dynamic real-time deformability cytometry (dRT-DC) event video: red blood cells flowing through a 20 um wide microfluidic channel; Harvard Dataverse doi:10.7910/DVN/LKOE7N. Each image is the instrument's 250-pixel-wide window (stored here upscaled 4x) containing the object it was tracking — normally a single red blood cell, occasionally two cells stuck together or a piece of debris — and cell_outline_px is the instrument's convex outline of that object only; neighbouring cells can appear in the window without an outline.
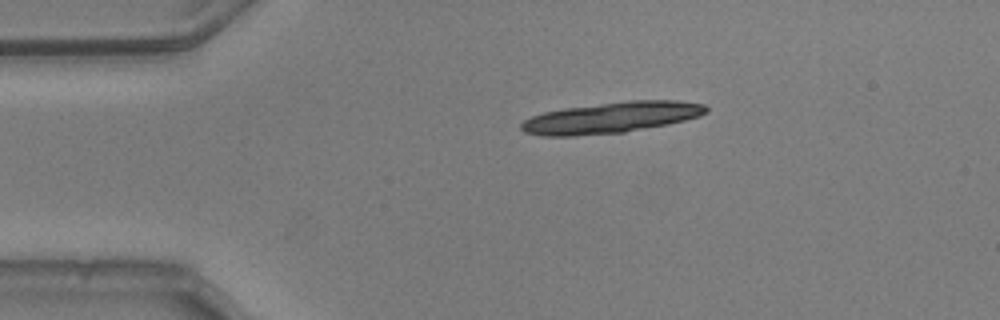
{"species": "common noctule bat (a hibernating species)", "species_latin": "Nyctalus noctula", "temperature_condition": "warm", "stored_images_in_passage": 9, "camera_frame_rate_fps": 3000, "um_per_image_px": 0.085, "animal": {"sex": "male", "body_mass_g": 20.5, "forearm_length_mm": 52.5}, "frame": {"image": 1, "passage_image": 1, "time_ms": 0.0, "image_size_px": [1000, 320], "cell_outline_px": [[708, 112], [700, 116], [668, 124], [624, 132], [572, 136], [540, 136], [524, 132], [520, 128], [520, 124], [524, 120], [532, 116], [544, 112], [564, 108], [628, 100], [676, 100], [704, 104], [708, 108]], "centroid_in_image_um": [51.95, 9.99], "position_along_channel_um": 33.1, "area_um2": 33.47}}